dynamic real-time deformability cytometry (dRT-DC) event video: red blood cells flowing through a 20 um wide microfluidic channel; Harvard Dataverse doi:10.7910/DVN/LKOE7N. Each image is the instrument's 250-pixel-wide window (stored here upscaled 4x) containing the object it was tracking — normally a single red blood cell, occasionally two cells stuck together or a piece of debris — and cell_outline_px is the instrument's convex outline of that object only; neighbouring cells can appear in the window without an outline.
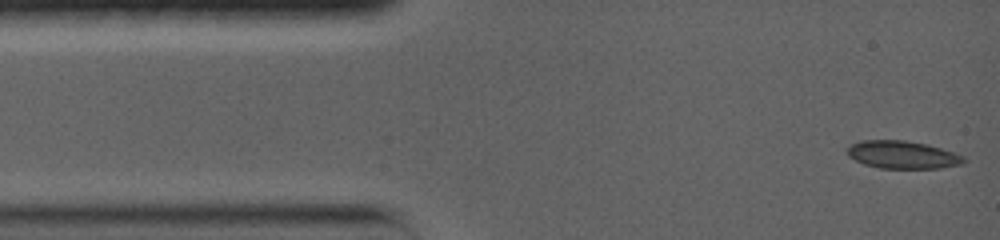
{"species": "common noctule bat (a hibernating species)", "species_latin": "Nyctalus noctula", "temperature_condition": "warm", "stored_images_in_passage": 38, "camera_frame_rate_fps": 5000, "um_per_image_px": 0.085, "animal": {"sex": "female", "body_mass_g": 19.0, "forearm_length_mm": 56.7}, "frame": {"image": 1, "passage_image": 1, "time_ms": 0.0, "image_size_px": [1000, 240], "cell_outline_px": [[968, 160], [960, 164], [940, 168], [880, 168], [864, 164], [848, 156], [844, 148], [860, 140], [904, 140], [928, 144], [964, 156]], "centroid_in_image_um": [76.68, 13.14], "position_along_channel_um": 8.3, "area_um2": 18.9}}
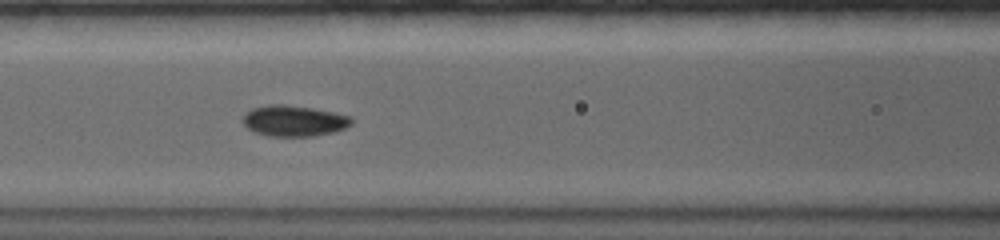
{"frame": {"image": 2, "passage_image": 15, "time_ms": 5.4, "image_size_px": [1000, 240], "cell_outline_px": [[352, 124], [344, 128], [332, 132], [312, 136], [268, 136], [252, 132], [244, 124], [244, 116], [252, 108], [268, 104], [284, 104], [312, 108], [352, 116]], "centroid_in_image_um": [24.98, 10.27], "position_along_channel_um": 141.6, "area_um2": 19.48}}
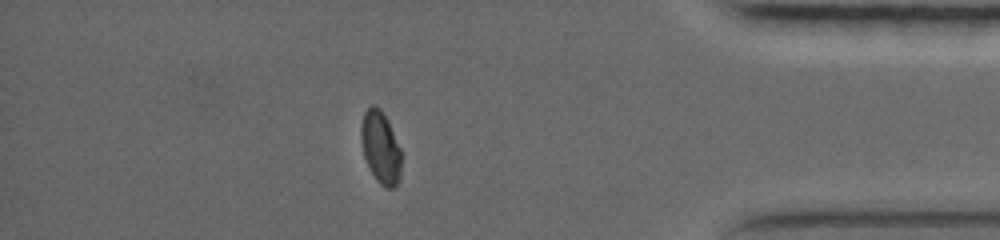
{"frame": {"image": 3, "passage_image": 31, "time_ms": 13.2, "image_size_px": [1000, 240], "cell_outline_px": [[400, 180], [396, 188], [388, 188], [380, 184], [376, 180], [364, 156], [360, 140], [360, 128], [364, 112], [372, 104], [380, 108], [388, 120], [400, 148]], "centroid_in_image_um": [32.34, 12.53], "position_along_channel_um": 402.9, "area_um2": 16.99}, "authors_computed_cell_mechanics": {"area_um2": 18.8139, "velocity_mm_per_s": 3.7758, "shape_relaxation_time_tau1_ms": 3.6713, "shape_relaxation_time_tau2_ms": null, "deformation_change_tau1": 0.1048, "deformation_change_tau2": null}}